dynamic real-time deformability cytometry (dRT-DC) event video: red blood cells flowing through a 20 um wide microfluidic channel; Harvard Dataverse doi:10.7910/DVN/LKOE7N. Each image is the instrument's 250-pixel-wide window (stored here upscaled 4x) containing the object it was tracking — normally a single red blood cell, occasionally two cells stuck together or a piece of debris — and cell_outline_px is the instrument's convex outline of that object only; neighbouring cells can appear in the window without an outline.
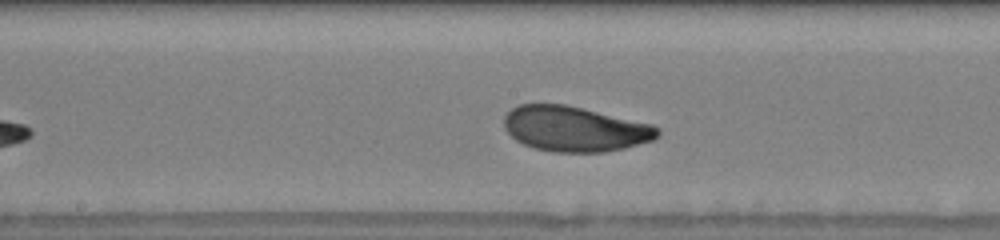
{"species": "human", "species_latin": "Homo sapiens", "temperature_condition": "warm", "stored_images_in_passage": 35, "camera_frame_rate_fps": 3000, "um_per_image_px": 0.085, "donor": {"sex": "male"}, "frame": {"image": 1, "passage_image": 16, "time_ms": 5.0, "image_size_px": [1000, 240], "cell_outline_px": [[660, 136], [652, 140], [624, 148], [604, 152], [556, 152], [532, 148], [516, 140], [504, 128], [504, 116], [512, 108], [520, 104], [564, 104], [652, 124], [660, 128]], "centroid_in_image_um": [48.85, 10.96], "position_along_channel_um": 199.3, "area_um2": 40.34}}